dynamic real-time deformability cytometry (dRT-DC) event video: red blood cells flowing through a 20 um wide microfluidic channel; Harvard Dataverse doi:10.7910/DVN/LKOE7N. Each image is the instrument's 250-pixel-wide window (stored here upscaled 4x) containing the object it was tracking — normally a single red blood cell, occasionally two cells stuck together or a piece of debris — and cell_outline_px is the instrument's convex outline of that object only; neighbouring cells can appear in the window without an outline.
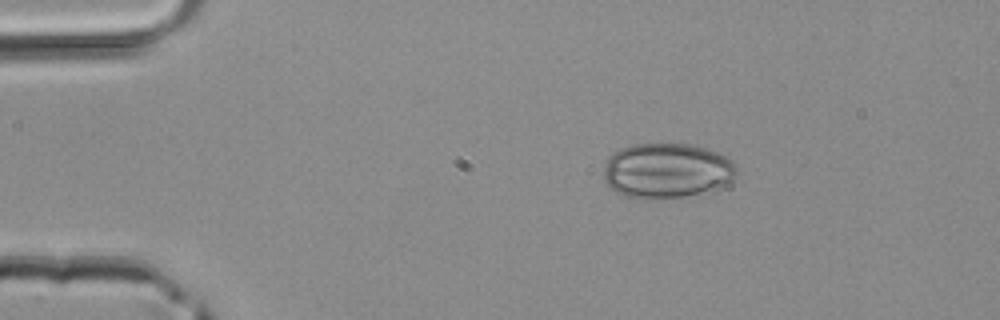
{"species": "common noctule bat (a hibernating species)", "species_latin": "Nyctalus noctula", "temperature_condition": "room temperature", "stored_images_in_passage": 3, "camera_frame_rate_fps": 3000, "um_per_image_px": 0.085, "animal": {"sex": "male", "body_mass_g": 20.4}, "frame": {"image": 1, "passage_image": 2, "time_ms": 0.333, "image_size_px": [1000, 320], "cell_outline_px": [[736, 172], [732, 180], [724, 188], [684, 196], [648, 200], [624, 196], [616, 192], [604, 180], [604, 168], [612, 152], [620, 148], [632, 144], [692, 144], [716, 152], [732, 160], [736, 168]], "centroid_in_image_um": [56.68, 14.52], "position_along_channel_um": 28.3, "area_um2": 42.95}}